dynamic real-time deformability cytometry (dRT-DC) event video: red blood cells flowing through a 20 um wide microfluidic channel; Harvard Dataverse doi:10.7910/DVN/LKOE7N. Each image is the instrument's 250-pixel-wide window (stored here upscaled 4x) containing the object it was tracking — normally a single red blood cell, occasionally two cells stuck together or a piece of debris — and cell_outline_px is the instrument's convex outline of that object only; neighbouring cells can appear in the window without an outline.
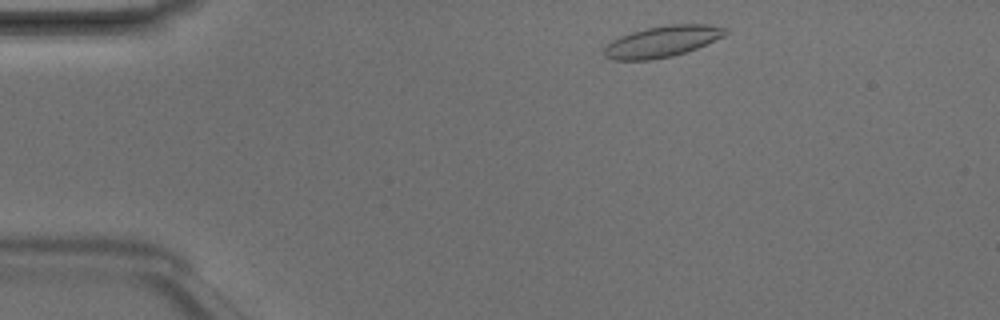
{"species": "Egyptian fruit bat (a non-hibernating species)", "species_latin": "Rousettus aegyptiacus", "temperature_condition": "room temperature", "stored_images_in_passage": 2, "camera_frame_rate_fps": 3000, "um_per_image_px": 0.085, "animal": {"sex": "male"}, "frame": {"image": 1, "passage_image": 1, "time_ms": 0.0, "image_size_px": [1000, 320], "cell_outline_px": [[728, 32], [724, 36], [696, 48], [672, 56], [652, 60], [612, 60], [604, 56], [604, 48], [612, 40], [620, 36], [644, 28], [668, 24], [708, 24], [728, 28]], "centroid_in_image_um": [56.28, 3.52], "position_along_channel_um": 28.7, "area_um2": 22.08}}